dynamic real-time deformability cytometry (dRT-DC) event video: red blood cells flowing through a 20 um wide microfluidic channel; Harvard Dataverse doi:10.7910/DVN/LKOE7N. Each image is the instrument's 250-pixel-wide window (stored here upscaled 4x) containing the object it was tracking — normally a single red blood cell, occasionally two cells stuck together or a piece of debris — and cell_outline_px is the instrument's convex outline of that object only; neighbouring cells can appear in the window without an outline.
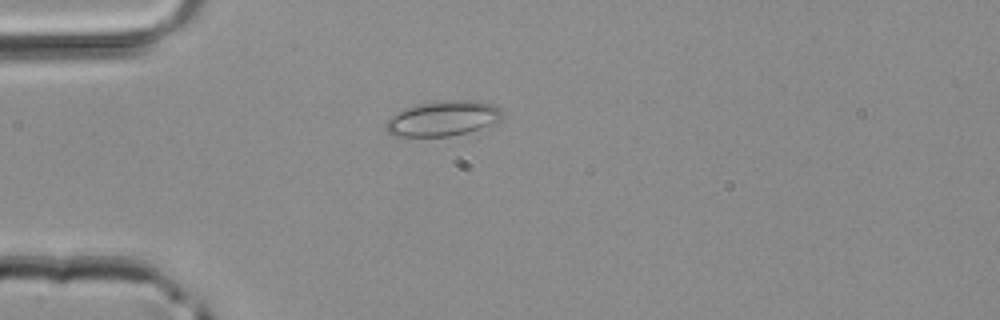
{"species": "common noctule bat (a hibernating species)", "species_latin": "Nyctalus noctula", "temperature_condition": "room temperature", "stored_images_in_passage": 1, "camera_frame_rate_fps": 3000, "um_per_image_px": 0.085, "animal": {"sex": "male", "body_mass_g": 20.4}, "frame": {"image": 1, "passage_image": 1, "time_ms": 0.0, "image_size_px": [1000, 320], "cell_outline_px": [[500, 120], [492, 124], [468, 132], [448, 136], [392, 136], [384, 128], [384, 124], [396, 112], [404, 108], [420, 104], [452, 100], [480, 100], [492, 104], [500, 108]], "centroid_in_image_um": [37.62, 10.07], "position_along_channel_um": 47.4, "area_um2": 23.64}}